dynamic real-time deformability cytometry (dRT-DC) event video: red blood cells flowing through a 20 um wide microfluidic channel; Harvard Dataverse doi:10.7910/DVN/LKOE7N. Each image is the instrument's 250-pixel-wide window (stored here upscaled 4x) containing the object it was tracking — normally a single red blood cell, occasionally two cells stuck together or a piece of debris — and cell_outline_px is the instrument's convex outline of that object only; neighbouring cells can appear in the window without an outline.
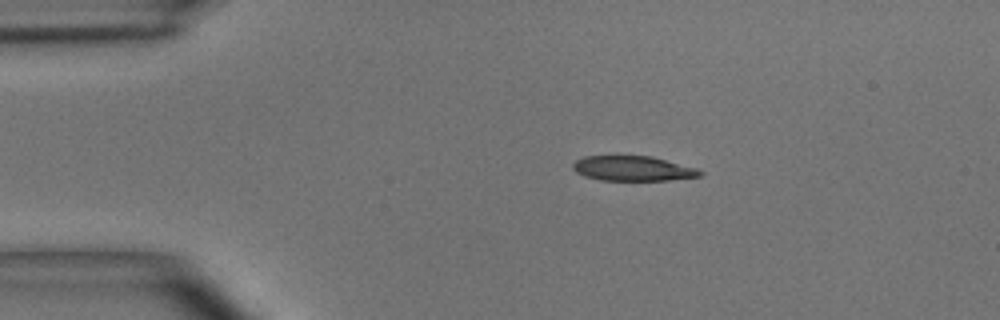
{"species": "common noctule bat (a hibernating species)", "species_latin": "Nyctalus noctula", "temperature_condition": "room temperature", "stored_images_in_passage": 42, "camera_frame_rate_fps": 3000, "um_per_image_px": 0.085, "animal": {"sex": "male", "body_mass_g": 15.6}, "frame": {"image": 1, "passage_image": 1, "time_ms": 0.0, "image_size_px": [1000, 320], "cell_outline_px": [[704, 172], [700, 176], [668, 180], [600, 180], [584, 176], [576, 172], [572, 168], [572, 164], [576, 160], [584, 156], [652, 156], [696, 168]], "centroid_in_image_um": [53.77, 14.32], "position_along_channel_um": 31.2, "area_um2": 18.38}}
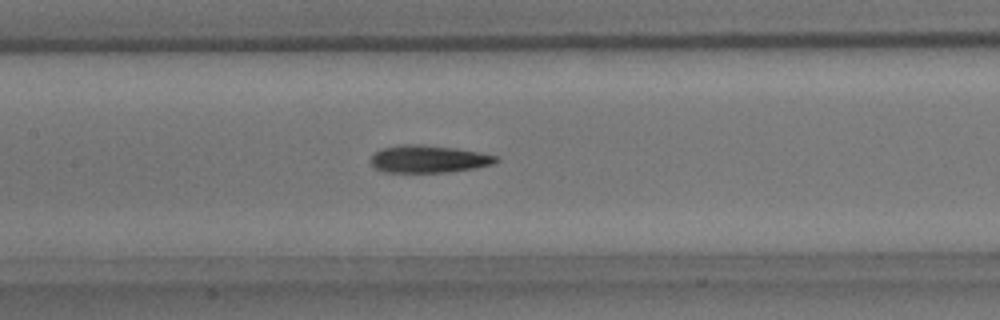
{"frame": {"image": 2, "passage_image": 15, "time_ms": 4.667, "image_size_px": [1000, 320], "cell_outline_px": [[500, 160], [492, 164], [476, 168], [448, 172], [384, 172], [376, 168], [368, 160], [380, 148], [400, 144], [424, 144], [456, 148], [480, 152], [496, 156]], "centroid_in_image_um": [36.41, 13.5], "position_along_channel_um": 171.0, "area_um2": 20.23}}
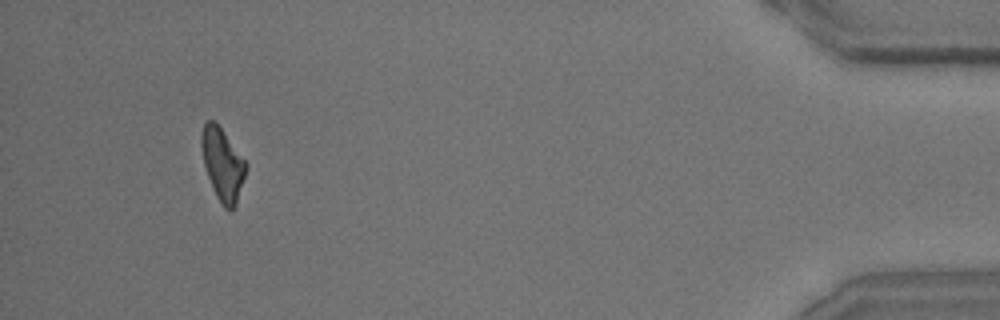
{"frame": {"image": 3, "passage_image": 39, "time_ms": 12.667, "image_size_px": [1000, 320], "cell_outline_px": [[248, 168], [236, 204], [232, 212], [228, 212], [224, 208], [216, 196], [212, 188], [204, 164], [200, 144], [200, 132], [204, 120], [216, 120], [248, 164]], "centroid_in_image_um": [18.91, 13.94], "position_along_channel_um": 416.3, "area_um2": 19.31}, "authors_computed_cell_mechanics": {"area_um2": 19.7676, "velocity_mm_per_s": 3.9287, "shape_relaxation_time_tau1_ms": 5.4118, "shape_relaxation_time_tau2_ms": 8.2199, "deformation_change_tau1": 0.1771, "deformation_change_tau2": 0.2211}}